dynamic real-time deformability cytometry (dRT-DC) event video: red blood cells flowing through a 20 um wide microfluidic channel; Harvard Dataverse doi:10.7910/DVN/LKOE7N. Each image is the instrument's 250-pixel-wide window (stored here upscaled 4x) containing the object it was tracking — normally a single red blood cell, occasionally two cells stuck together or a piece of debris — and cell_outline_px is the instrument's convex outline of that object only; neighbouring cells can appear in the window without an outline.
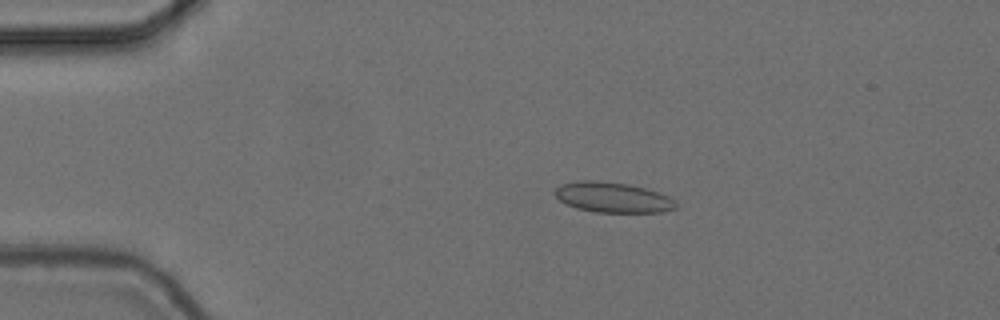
{"species": "common noctule bat (a hibernating species)", "species_latin": "Nyctalus noctula", "temperature_condition": "cold", "stored_images_in_passage": 21, "segment_of_instrument_passage": [1, 2], "camera_frame_rate_fps": 3000, "um_per_image_px": 0.085, "animal": {"sex": "female", "body_mass_g": 24.6, "forearm_length_mm": 56.2}, "frame": {"image": 1, "passage_image": 11, "time_ms": 3.333, "image_size_px": [1000, 320], "cell_outline_px": [[676, 208], [660, 212], [596, 212], [576, 208], [560, 200], [552, 192], [560, 184], [576, 180], [596, 180], [628, 184], [660, 192], [676, 200]], "centroid_in_image_um": [52.07, 16.76], "position_along_channel_um": 32.9, "area_um2": 21.44}}
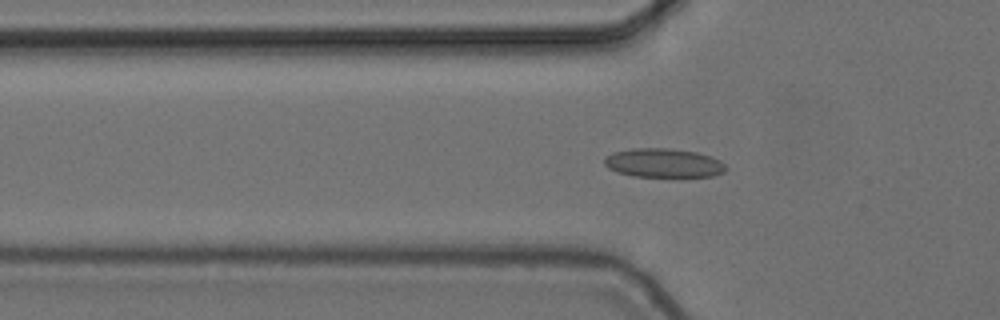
{"frame": {"image": 2, "passage_image": 18, "time_ms": 5.667, "image_size_px": [1000, 320], "cell_outline_px": [[728, 168], [724, 172], [712, 176], [632, 176], [616, 172], [608, 168], [604, 164], [604, 156], [612, 152], [632, 148], [668, 148], [696, 152], [712, 156], [720, 160]], "centroid_in_image_um": [56.37, 13.84], "position_along_channel_um": 69.4, "area_um2": 20.63}}